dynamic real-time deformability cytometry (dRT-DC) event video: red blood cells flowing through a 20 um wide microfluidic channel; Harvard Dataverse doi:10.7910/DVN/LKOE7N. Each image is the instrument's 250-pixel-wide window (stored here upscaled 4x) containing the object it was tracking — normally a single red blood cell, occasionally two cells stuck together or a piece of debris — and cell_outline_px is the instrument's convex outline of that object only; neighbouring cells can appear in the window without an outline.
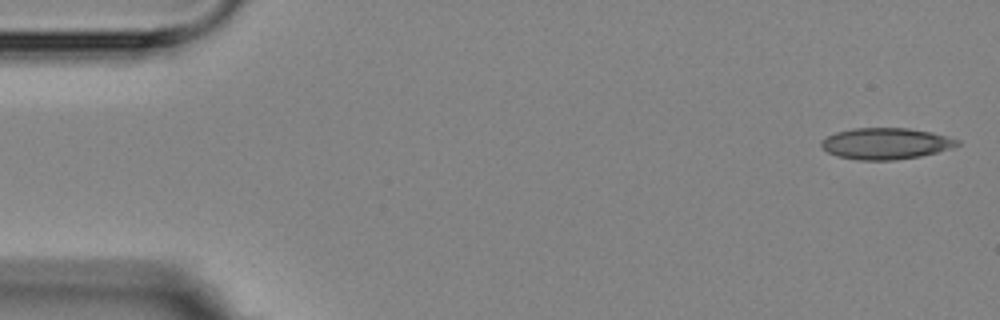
{"species": "Egyptian fruit bat (a non-hibernating species)", "species_latin": "Rousettus aegyptiacus", "temperature_condition": "room temperature", "stored_images_in_passage": 5, "camera_frame_rate_fps": 3000, "um_per_image_px": 0.085, "animal": {"sex": "female"}, "frame": {"image": 1, "passage_image": 1, "time_ms": 0.0, "image_size_px": [1000, 320], "cell_outline_px": [[960, 144], [952, 148], [920, 156], [896, 160], [860, 160], [836, 156], [828, 152], [820, 144], [820, 140], [836, 132], [852, 128], [908, 128], [932, 132], [948, 136], [960, 140]], "centroid_in_image_um": [75.3, 12.2], "position_along_channel_um": 9.7, "area_um2": 24.91}}
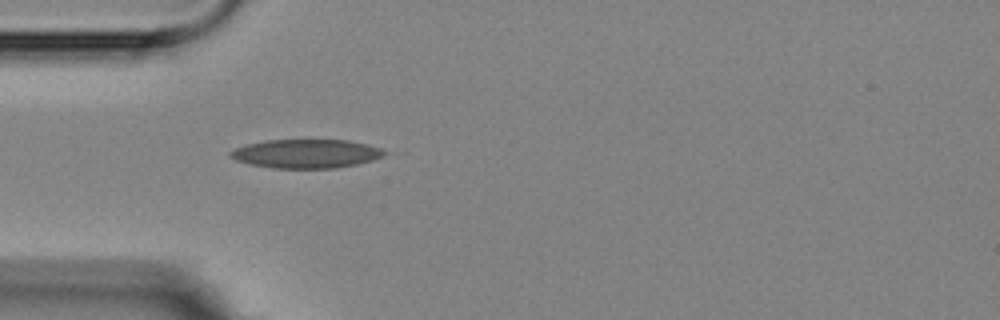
{"frame": {"image": 2, "passage_image": 5, "time_ms": 4.667, "image_size_px": [1000, 320], "cell_outline_px": [[388, 152], [384, 156], [372, 160], [356, 164], [336, 168], [272, 168], [252, 164], [236, 160], [228, 156], [228, 152], [244, 144], [264, 140], [348, 140], [368, 144], [380, 148]], "centroid_in_image_um": [26.01, 13.05], "position_along_channel_um": 59.0, "area_um2": 25.95}}